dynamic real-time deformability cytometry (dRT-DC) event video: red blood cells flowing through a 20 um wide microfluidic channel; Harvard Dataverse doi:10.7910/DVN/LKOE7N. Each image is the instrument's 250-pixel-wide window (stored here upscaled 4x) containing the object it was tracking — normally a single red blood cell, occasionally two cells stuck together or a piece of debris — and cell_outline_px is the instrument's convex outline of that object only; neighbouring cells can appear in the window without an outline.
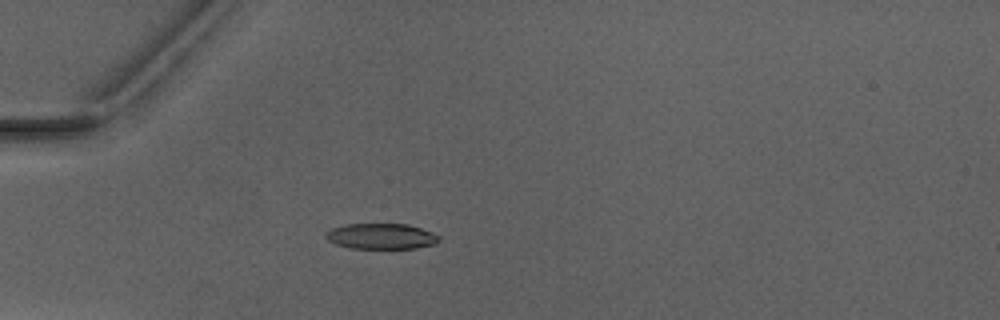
{"species": "Egyptian fruit bat (a non-hibernating species)", "species_latin": "Rousettus aegyptiacus", "temperature_condition": "warm", "stored_images_in_passage": 2, "camera_frame_rate_fps": 3000, "um_per_image_px": 0.085, "animal": {"sex": "male"}, "frame": {"image": 1, "passage_image": 2, "time_ms": 1.333, "image_size_px": [1000, 320], "cell_outline_px": [[440, 240], [436, 244], [416, 248], [352, 248], [336, 244], [328, 240], [324, 236], [324, 232], [332, 228], [348, 224], [408, 224], [432, 232], [440, 236]], "centroid_in_image_um": [32.41, 20.08], "position_along_channel_um": 52.6, "area_um2": 16.94}}